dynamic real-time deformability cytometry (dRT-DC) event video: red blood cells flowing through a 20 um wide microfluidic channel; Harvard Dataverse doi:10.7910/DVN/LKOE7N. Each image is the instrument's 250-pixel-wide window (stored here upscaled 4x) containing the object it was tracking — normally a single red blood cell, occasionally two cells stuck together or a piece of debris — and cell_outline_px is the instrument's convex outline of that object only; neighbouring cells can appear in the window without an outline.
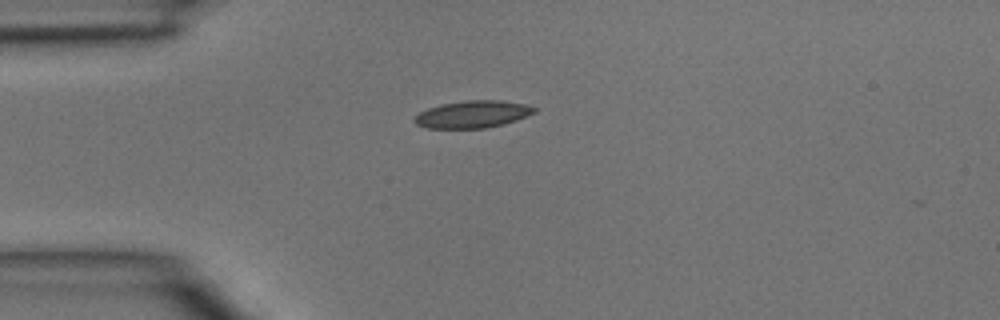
{"species": "common noctule bat (a hibernating species)", "species_latin": "Nyctalus noctula", "temperature_condition": "room temperature", "stored_images_in_passage": 34, "camera_frame_rate_fps": 3000, "um_per_image_px": 0.085, "animal": {"sex": "male", "body_mass_g": 15.6}, "frame": {"image": 1, "passage_image": 1, "time_ms": 0.0, "image_size_px": [1000, 320], "cell_outline_px": [[536, 112], [516, 120], [504, 124], [484, 128], [428, 128], [416, 124], [412, 120], [420, 112], [428, 108], [440, 104], [468, 100], [500, 100], [524, 104], [536, 108]], "centroid_in_image_um": [40.16, 9.71], "position_along_channel_um": 44.8, "area_um2": 18.9}}
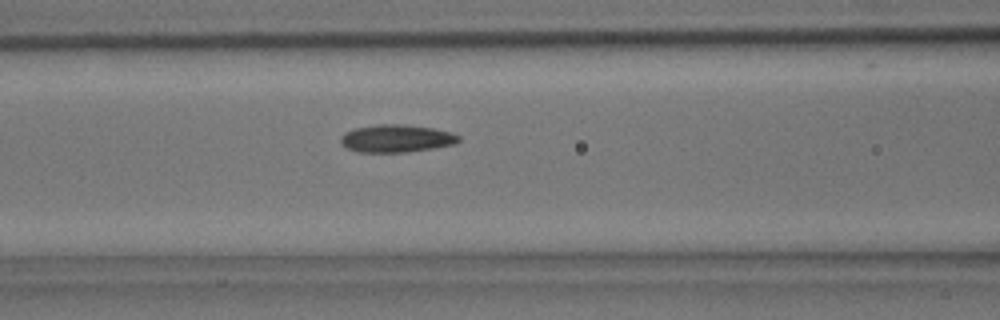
{"frame": {"image": 2, "passage_image": 8, "time_ms": 2.333, "image_size_px": [1000, 320], "cell_outline_px": [[460, 140], [456, 144], [408, 152], [360, 152], [344, 148], [340, 144], [340, 136], [344, 132], [356, 128], [380, 124], [400, 124], [432, 128], [452, 132], [460, 136]], "centroid_in_image_um": [33.67, 11.77], "position_along_channel_um": 132.9, "area_um2": 19.13}}
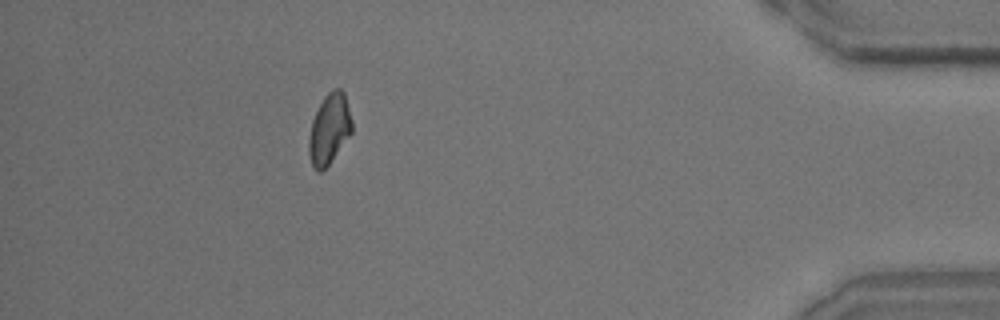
{"frame": {"image": 3, "passage_image": 30, "time_ms": 9.667, "image_size_px": [1000, 320], "cell_outline_px": [[352, 132], [328, 164], [320, 172], [316, 172], [312, 164], [308, 152], [308, 140], [312, 120], [324, 96], [332, 88], [340, 88], [344, 92], [352, 120]], "centroid_in_image_um": [27.98, 10.94], "position_along_channel_um": 407.2, "area_um2": 17.51}}